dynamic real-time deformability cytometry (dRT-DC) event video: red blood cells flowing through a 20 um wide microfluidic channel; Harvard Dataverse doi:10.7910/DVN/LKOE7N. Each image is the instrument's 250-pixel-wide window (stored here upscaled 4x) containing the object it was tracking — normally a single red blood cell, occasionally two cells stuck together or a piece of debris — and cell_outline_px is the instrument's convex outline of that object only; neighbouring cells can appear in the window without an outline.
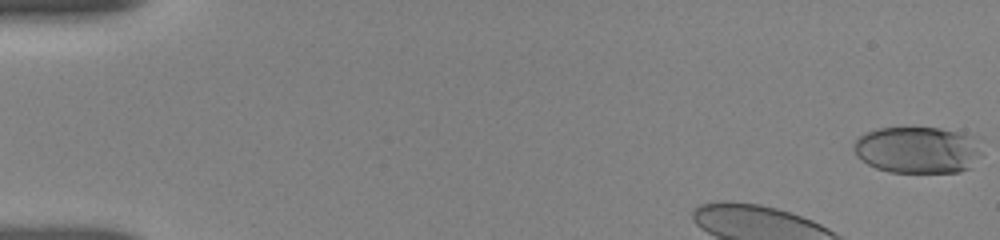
{"species": "human", "species_latin": "Homo sapiens", "temperature_condition": "room temperature", "stored_images_in_passage": 3, "camera_frame_rate_fps": 3000, "um_per_image_px": 0.085, "donor": {"sex": "female"}, "frame": {"image": 1, "passage_image": 1, "time_ms": 0.0, "image_size_px": [1000, 240], "cell_outline_px": [[984, 140], [980, 152], [968, 168], [960, 172], [888, 172], [876, 168], [868, 164], [856, 156], [852, 148], [852, 144], [856, 136], [864, 132], [880, 128], [904, 124], [940, 128], [964, 132], [980, 136]], "centroid_in_image_um": [77.99, 12.67], "position_along_channel_um": 7.0, "area_um2": 36.53}}